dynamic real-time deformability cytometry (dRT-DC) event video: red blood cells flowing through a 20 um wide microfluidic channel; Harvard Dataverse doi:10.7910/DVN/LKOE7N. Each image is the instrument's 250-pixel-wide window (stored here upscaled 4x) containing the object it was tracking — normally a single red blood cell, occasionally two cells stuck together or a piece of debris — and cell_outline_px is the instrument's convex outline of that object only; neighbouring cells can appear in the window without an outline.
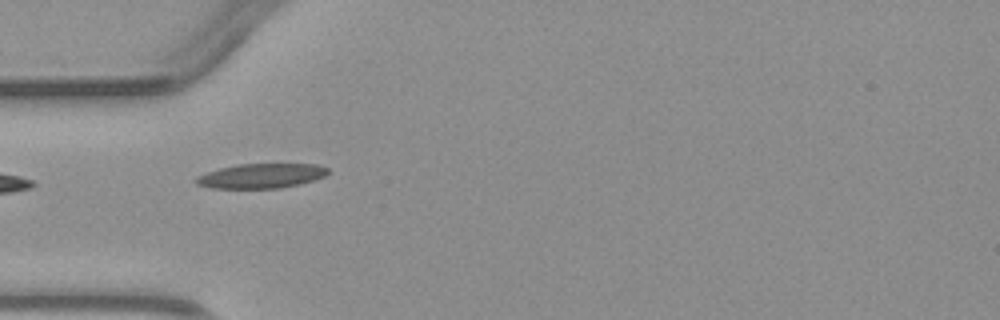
{"species": "common noctule bat (a hibernating species)", "species_latin": "Nyctalus noctula", "temperature_condition": "warm", "stored_images_in_passage": 4, "camera_frame_rate_fps": 3000, "um_per_image_px": 0.085, "animal": {"sex": "male", "body_mass_g": 23.1, "forearm_length_mm": 52.7}, "frame": {"image": 1, "passage_image": 3, "time_ms": 2.333, "image_size_px": [1000, 320], "cell_outline_px": [[328, 172], [324, 176], [316, 180], [300, 184], [280, 188], [212, 188], [196, 184], [192, 180], [196, 176], [220, 168], [236, 164], [316, 164], [328, 168]], "centroid_in_image_um": [22.18, 14.95], "position_along_channel_um": 62.8, "area_um2": 19.02}}
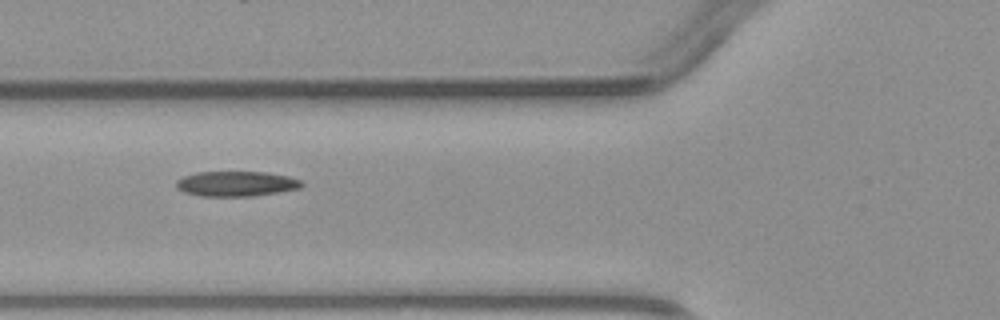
{"frame": {"image": 2, "passage_image": 4, "time_ms": 3.333, "image_size_px": [1000, 320], "cell_outline_px": [[304, 184], [300, 188], [252, 196], [200, 196], [184, 192], [176, 188], [176, 180], [184, 176], [196, 172], [264, 172], [288, 176], [300, 180]], "centroid_in_image_um": [20.04, 15.62], "position_along_channel_um": 105.8, "area_um2": 18.26}}